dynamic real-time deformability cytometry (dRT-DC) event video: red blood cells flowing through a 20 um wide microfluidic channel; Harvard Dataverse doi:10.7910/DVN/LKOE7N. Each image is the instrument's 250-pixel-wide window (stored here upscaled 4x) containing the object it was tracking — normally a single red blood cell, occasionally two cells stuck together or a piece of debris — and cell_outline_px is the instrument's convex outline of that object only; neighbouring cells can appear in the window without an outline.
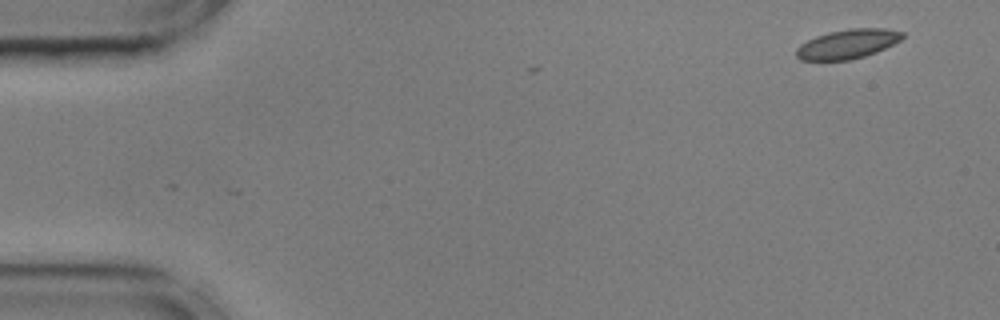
{"species": "common noctule bat (a hibernating species)", "species_latin": "Nyctalus noctula", "temperature_condition": "cold", "stored_images_in_passage": 2, "camera_frame_rate_fps": 3000, "um_per_image_px": 0.085, "animal": {"sex": "male", "body_mass_g": 17.9, "forearm_length_mm": 54.2}, "frame": {"image": 1, "passage_image": 2, "time_ms": 0.333, "image_size_px": [1000, 320], "cell_outline_px": [[904, 36], [900, 40], [876, 52], [864, 56], [848, 60], [800, 60], [796, 56], [796, 48], [800, 44], [816, 36], [828, 32], [848, 28], [884, 28], [904, 32]], "centroid_in_image_um": [72.03, 3.73], "position_along_channel_um": 13.0, "area_um2": 18.09}}